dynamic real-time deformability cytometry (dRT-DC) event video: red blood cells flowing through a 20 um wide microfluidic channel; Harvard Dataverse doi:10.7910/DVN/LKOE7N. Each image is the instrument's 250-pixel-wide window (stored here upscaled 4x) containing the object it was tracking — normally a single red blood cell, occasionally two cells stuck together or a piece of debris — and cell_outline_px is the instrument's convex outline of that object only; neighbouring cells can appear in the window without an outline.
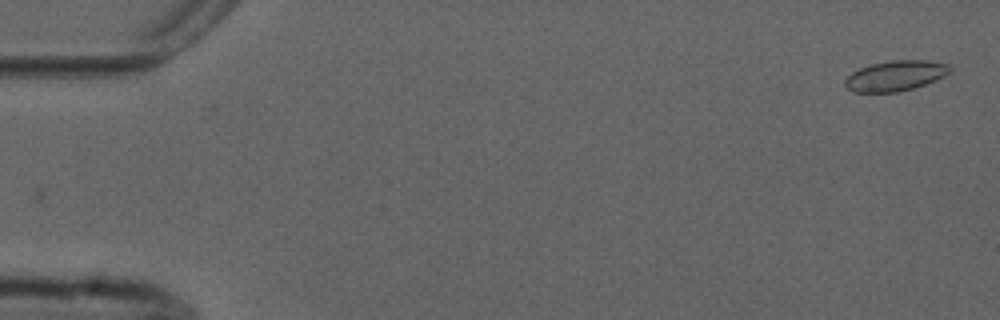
{"species": "common noctule bat (a hibernating species)", "species_latin": "Nyctalus noctula", "temperature_condition": "cold", "stored_images_in_passage": 3, "camera_frame_rate_fps": 3000, "um_per_image_px": 0.085, "animal": {"sex": "male", "forearm_length_mm": 52.5}, "frame": {"image": 1, "passage_image": 2, "time_ms": 0.333, "image_size_px": [1000, 320], "cell_outline_px": [[952, 68], [944, 76], [936, 80], [912, 88], [896, 92], [852, 92], [844, 84], [844, 80], [852, 72], [860, 68], [872, 64], [892, 60], [928, 60], [948, 64]], "centroid_in_image_um": [76.1, 6.43], "position_along_channel_um": 8.9, "area_um2": 18.38}}